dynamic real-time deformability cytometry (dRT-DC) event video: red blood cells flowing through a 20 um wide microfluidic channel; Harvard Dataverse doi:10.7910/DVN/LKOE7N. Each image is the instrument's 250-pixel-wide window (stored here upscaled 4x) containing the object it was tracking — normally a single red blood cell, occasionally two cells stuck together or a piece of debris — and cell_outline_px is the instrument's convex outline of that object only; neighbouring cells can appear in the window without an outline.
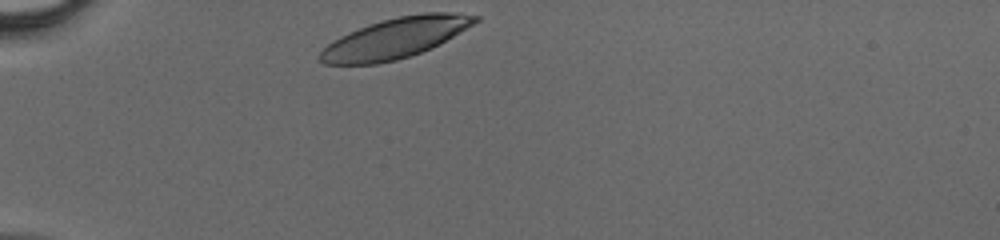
{"species": "human", "species_latin": "Homo sapiens", "temperature_condition": "cold", "stored_images_in_passage": 27, "camera_frame_rate_fps": 3000, "um_per_image_px": 0.085, "donor": {"sex": "male"}, "frame": {"image": 1, "passage_image": 1, "time_ms": 0.0, "image_size_px": [1000, 240], "cell_outline_px": [[480, 20], [440, 44], [432, 48], [412, 56], [396, 60], [376, 64], [324, 64], [316, 56], [332, 40], [348, 32], [384, 20], [400, 16], [424, 12], [452, 12], [480, 16]], "centroid_in_image_um": [33.61, 3.25], "position_along_channel_um": 51.4, "area_um2": 36.36}}
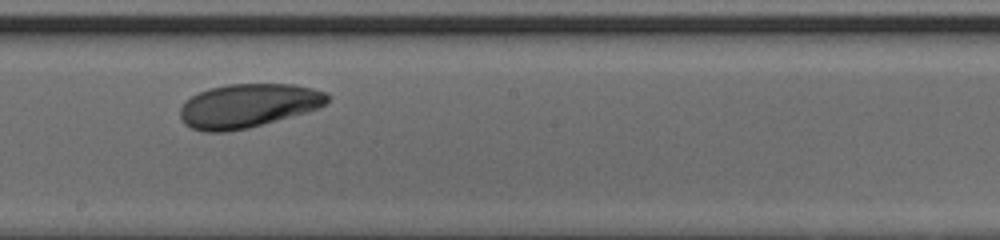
{"frame": {"image": 2, "passage_image": 15, "time_ms": 4.667, "image_size_px": [1000, 240], "cell_outline_px": [[332, 96], [320, 108], [308, 112], [248, 128], [228, 132], [204, 132], [192, 128], [184, 124], [180, 116], [180, 108], [192, 96], [208, 88], [228, 84], [292, 84], [312, 88], [328, 92]], "centroid_in_image_um": [21.12, 8.99], "position_along_channel_um": 227.1, "area_um2": 37.8}}
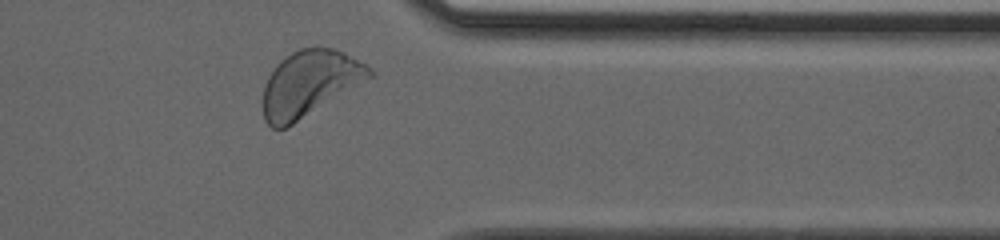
{"frame": {"image": 3, "passage_image": 26, "time_ms": 8.333, "image_size_px": [1000, 240], "cell_outline_px": [[376, 72], [372, 76], [292, 124], [284, 128], [272, 128], [264, 120], [264, 84], [268, 76], [276, 64], [280, 60], [292, 52], [300, 48], [316, 44], [332, 48], [344, 52], [372, 68]], "centroid_in_image_um": [26.29, 7.04], "position_along_channel_um": 385.1, "area_um2": 40.46}}